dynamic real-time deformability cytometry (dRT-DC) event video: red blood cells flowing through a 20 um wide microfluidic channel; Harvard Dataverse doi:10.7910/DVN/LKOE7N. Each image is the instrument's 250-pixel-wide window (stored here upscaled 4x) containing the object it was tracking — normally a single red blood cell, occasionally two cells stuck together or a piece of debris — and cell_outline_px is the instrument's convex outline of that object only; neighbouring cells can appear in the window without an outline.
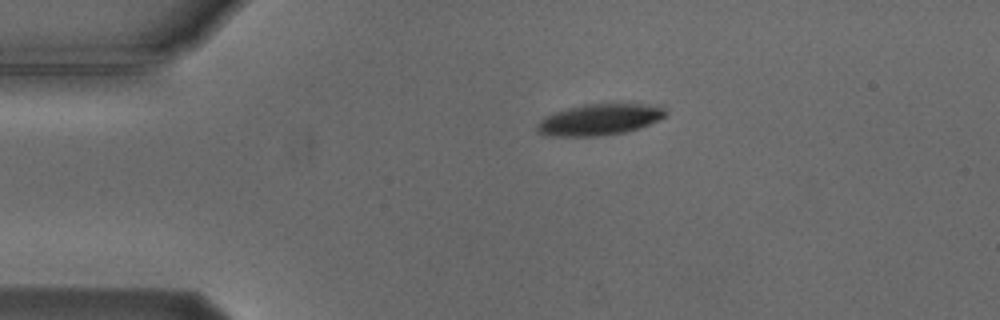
{"species": "Egyptian fruit bat (a non-hibernating species)", "species_latin": "Rousettus aegyptiacus", "temperature_condition": "cold", "stored_images_in_passage": 4, "camera_frame_rate_fps": 3000, "um_per_image_px": 0.085, "animal": {"sex": "male"}, "frame": {"image": 1, "passage_image": 4, "time_ms": 3.667, "image_size_px": [1000, 320], "cell_outline_px": [[668, 112], [664, 116], [648, 124], [624, 132], [596, 136], [544, 136], [536, 132], [536, 124], [544, 116], [552, 112], [584, 104], [628, 100], [660, 104]], "centroid_in_image_um": [50.98, 10.09], "position_along_channel_um": 34.0, "area_um2": 24.57}}